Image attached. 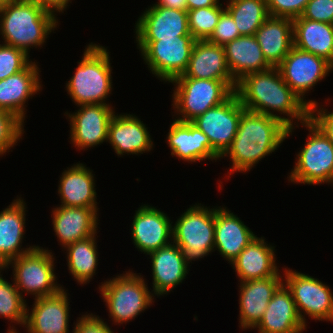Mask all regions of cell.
Wrapping results in <instances>:
<instances>
[{
	"mask_svg": "<svg viewBox=\"0 0 333 333\" xmlns=\"http://www.w3.org/2000/svg\"><path fill=\"white\" fill-rule=\"evenodd\" d=\"M283 277V282L293 295L298 315L304 325L308 326L306 315L315 322H333V292L327 284L314 276L288 267L283 269Z\"/></svg>",
	"mask_w": 333,
	"mask_h": 333,
	"instance_id": "11",
	"label": "cell"
},
{
	"mask_svg": "<svg viewBox=\"0 0 333 333\" xmlns=\"http://www.w3.org/2000/svg\"><path fill=\"white\" fill-rule=\"evenodd\" d=\"M49 8L56 10L59 14L64 13L67 7L72 3V0H39ZM70 2V3H69Z\"/></svg>",
	"mask_w": 333,
	"mask_h": 333,
	"instance_id": "45",
	"label": "cell"
},
{
	"mask_svg": "<svg viewBox=\"0 0 333 333\" xmlns=\"http://www.w3.org/2000/svg\"><path fill=\"white\" fill-rule=\"evenodd\" d=\"M244 110L234 92L226 101L208 109L191 123L208 137L212 148L222 156L236 136Z\"/></svg>",
	"mask_w": 333,
	"mask_h": 333,
	"instance_id": "13",
	"label": "cell"
},
{
	"mask_svg": "<svg viewBox=\"0 0 333 333\" xmlns=\"http://www.w3.org/2000/svg\"><path fill=\"white\" fill-rule=\"evenodd\" d=\"M301 17L333 24V0H310Z\"/></svg>",
	"mask_w": 333,
	"mask_h": 333,
	"instance_id": "42",
	"label": "cell"
},
{
	"mask_svg": "<svg viewBox=\"0 0 333 333\" xmlns=\"http://www.w3.org/2000/svg\"><path fill=\"white\" fill-rule=\"evenodd\" d=\"M132 219V242L141 253L148 255L172 243L173 221L167 213L143 204L135 210Z\"/></svg>",
	"mask_w": 333,
	"mask_h": 333,
	"instance_id": "15",
	"label": "cell"
},
{
	"mask_svg": "<svg viewBox=\"0 0 333 333\" xmlns=\"http://www.w3.org/2000/svg\"><path fill=\"white\" fill-rule=\"evenodd\" d=\"M40 72L38 62L34 60L19 73L0 80V109L13 113L24 122L27 117L25 103L42 91Z\"/></svg>",
	"mask_w": 333,
	"mask_h": 333,
	"instance_id": "20",
	"label": "cell"
},
{
	"mask_svg": "<svg viewBox=\"0 0 333 333\" xmlns=\"http://www.w3.org/2000/svg\"><path fill=\"white\" fill-rule=\"evenodd\" d=\"M235 93L246 110L268 115L286 125L287 139L309 120L310 107L284 82L278 67L246 75L237 82Z\"/></svg>",
	"mask_w": 333,
	"mask_h": 333,
	"instance_id": "1",
	"label": "cell"
},
{
	"mask_svg": "<svg viewBox=\"0 0 333 333\" xmlns=\"http://www.w3.org/2000/svg\"><path fill=\"white\" fill-rule=\"evenodd\" d=\"M283 283V276L239 282V328L253 329L262 319L273 294Z\"/></svg>",
	"mask_w": 333,
	"mask_h": 333,
	"instance_id": "23",
	"label": "cell"
},
{
	"mask_svg": "<svg viewBox=\"0 0 333 333\" xmlns=\"http://www.w3.org/2000/svg\"><path fill=\"white\" fill-rule=\"evenodd\" d=\"M52 250L37 245L32 251L9 261L3 268H12L13 282L23 298L25 294L41 298L65 288L57 282L55 256ZM24 292V294H23Z\"/></svg>",
	"mask_w": 333,
	"mask_h": 333,
	"instance_id": "8",
	"label": "cell"
},
{
	"mask_svg": "<svg viewBox=\"0 0 333 333\" xmlns=\"http://www.w3.org/2000/svg\"><path fill=\"white\" fill-rule=\"evenodd\" d=\"M58 182L60 206L98 208L96 180L93 170L84 163H76L63 170Z\"/></svg>",
	"mask_w": 333,
	"mask_h": 333,
	"instance_id": "27",
	"label": "cell"
},
{
	"mask_svg": "<svg viewBox=\"0 0 333 333\" xmlns=\"http://www.w3.org/2000/svg\"><path fill=\"white\" fill-rule=\"evenodd\" d=\"M96 236L98 237L95 234L89 238L76 241L64 248L68 271L74 280L82 286L89 284L97 274L99 254L97 252Z\"/></svg>",
	"mask_w": 333,
	"mask_h": 333,
	"instance_id": "33",
	"label": "cell"
},
{
	"mask_svg": "<svg viewBox=\"0 0 333 333\" xmlns=\"http://www.w3.org/2000/svg\"><path fill=\"white\" fill-rule=\"evenodd\" d=\"M26 206L24 199L17 195L7 208L0 211V267L37 247L27 245L23 248L22 245L26 234Z\"/></svg>",
	"mask_w": 333,
	"mask_h": 333,
	"instance_id": "22",
	"label": "cell"
},
{
	"mask_svg": "<svg viewBox=\"0 0 333 333\" xmlns=\"http://www.w3.org/2000/svg\"><path fill=\"white\" fill-rule=\"evenodd\" d=\"M75 112H65L70 123V142L76 150H88L108 140V127L115 114L112 105L83 104Z\"/></svg>",
	"mask_w": 333,
	"mask_h": 333,
	"instance_id": "14",
	"label": "cell"
},
{
	"mask_svg": "<svg viewBox=\"0 0 333 333\" xmlns=\"http://www.w3.org/2000/svg\"><path fill=\"white\" fill-rule=\"evenodd\" d=\"M4 270L0 267V318L11 321L9 329H16L18 325L24 328L27 299L22 297L14 282L10 283L2 276Z\"/></svg>",
	"mask_w": 333,
	"mask_h": 333,
	"instance_id": "35",
	"label": "cell"
},
{
	"mask_svg": "<svg viewBox=\"0 0 333 333\" xmlns=\"http://www.w3.org/2000/svg\"><path fill=\"white\" fill-rule=\"evenodd\" d=\"M107 47L96 43L85 46L82 59L77 63L73 76L66 81L65 90L76 106L83 104L111 105L107 100L112 94L113 78Z\"/></svg>",
	"mask_w": 333,
	"mask_h": 333,
	"instance_id": "4",
	"label": "cell"
},
{
	"mask_svg": "<svg viewBox=\"0 0 333 333\" xmlns=\"http://www.w3.org/2000/svg\"><path fill=\"white\" fill-rule=\"evenodd\" d=\"M320 105L319 102L310 108L309 119L324 133L333 145V110Z\"/></svg>",
	"mask_w": 333,
	"mask_h": 333,
	"instance_id": "43",
	"label": "cell"
},
{
	"mask_svg": "<svg viewBox=\"0 0 333 333\" xmlns=\"http://www.w3.org/2000/svg\"><path fill=\"white\" fill-rule=\"evenodd\" d=\"M275 251V246L268 244L264 236L255 237L230 263L238 282L283 276V270L280 271L276 263Z\"/></svg>",
	"mask_w": 333,
	"mask_h": 333,
	"instance_id": "25",
	"label": "cell"
},
{
	"mask_svg": "<svg viewBox=\"0 0 333 333\" xmlns=\"http://www.w3.org/2000/svg\"><path fill=\"white\" fill-rule=\"evenodd\" d=\"M277 67L284 82L310 108L318 102L311 99L306 100L307 95L305 94L333 71V65L326 59L302 51L295 46Z\"/></svg>",
	"mask_w": 333,
	"mask_h": 333,
	"instance_id": "12",
	"label": "cell"
},
{
	"mask_svg": "<svg viewBox=\"0 0 333 333\" xmlns=\"http://www.w3.org/2000/svg\"><path fill=\"white\" fill-rule=\"evenodd\" d=\"M187 1V11L195 10L198 8H205L216 6L221 0H186Z\"/></svg>",
	"mask_w": 333,
	"mask_h": 333,
	"instance_id": "46",
	"label": "cell"
},
{
	"mask_svg": "<svg viewBox=\"0 0 333 333\" xmlns=\"http://www.w3.org/2000/svg\"><path fill=\"white\" fill-rule=\"evenodd\" d=\"M293 46L333 65V24L302 17L293 19Z\"/></svg>",
	"mask_w": 333,
	"mask_h": 333,
	"instance_id": "32",
	"label": "cell"
},
{
	"mask_svg": "<svg viewBox=\"0 0 333 333\" xmlns=\"http://www.w3.org/2000/svg\"><path fill=\"white\" fill-rule=\"evenodd\" d=\"M14 0H0V10L4 8L8 3Z\"/></svg>",
	"mask_w": 333,
	"mask_h": 333,
	"instance_id": "47",
	"label": "cell"
},
{
	"mask_svg": "<svg viewBox=\"0 0 333 333\" xmlns=\"http://www.w3.org/2000/svg\"><path fill=\"white\" fill-rule=\"evenodd\" d=\"M151 260L152 293L161 297L181 285L191 265L185 262L181 248L173 242L148 254Z\"/></svg>",
	"mask_w": 333,
	"mask_h": 333,
	"instance_id": "24",
	"label": "cell"
},
{
	"mask_svg": "<svg viewBox=\"0 0 333 333\" xmlns=\"http://www.w3.org/2000/svg\"><path fill=\"white\" fill-rule=\"evenodd\" d=\"M254 36L266 61L277 67L293 47V19L269 16Z\"/></svg>",
	"mask_w": 333,
	"mask_h": 333,
	"instance_id": "30",
	"label": "cell"
},
{
	"mask_svg": "<svg viewBox=\"0 0 333 333\" xmlns=\"http://www.w3.org/2000/svg\"><path fill=\"white\" fill-rule=\"evenodd\" d=\"M172 225V242L181 248L189 265L214 252L215 206L195 203L182 212Z\"/></svg>",
	"mask_w": 333,
	"mask_h": 333,
	"instance_id": "7",
	"label": "cell"
},
{
	"mask_svg": "<svg viewBox=\"0 0 333 333\" xmlns=\"http://www.w3.org/2000/svg\"><path fill=\"white\" fill-rule=\"evenodd\" d=\"M253 329L258 333H303L307 329L284 282L273 294L262 319Z\"/></svg>",
	"mask_w": 333,
	"mask_h": 333,
	"instance_id": "28",
	"label": "cell"
},
{
	"mask_svg": "<svg viewBox=\"0 0 333 333\" xmlns=\"http://www.w3.org/2000/svg\"><path fill=\"white\" fill-rule=\"evenodd\" d=\"M174 85L172 108L175 120L191 122L208 109L226 101L234 92L235 80H211L177 77ZM178 115V116H177Z\"/></svg>",
	"mask_w": 333,
	"mask_h": 333,
	"instance_id": "6",
	"label": "cell"
},
{
	"mask_svg": "<svg viewBox=\"0 0 333 333\" xmlns=\"http://www.w3.org/2000/svg\"><path fill=\"white\" fill-rule=\"evenodd\" d=\"M98 290L114 325L127 324L155 302L144 276L132 270L104 280Z\"/></svg>",
	"mask_w": 333,
	"mask_h": 333,
	"instance_id": "5",
	"label": "cell"
},
{
	"mask_svg": "<svg viewBox=\"0 0 333 333\" xmlns=\"http://www.w3.org/2000/svg\"><path fill=\"white\" fill-rule=\"evenodd\" d=\"M146 126L135 114L115 112L109 123L107 142L118 157L150 152L155 146Z\"/></svg>",
	"mask_w": 333,
	"mask_h": 333,
	"instance_id": "18",
	"label": "cell"
},
{
	"mask_svg": "<svg viewBox=\"0 0 333 333\" xmlns=\"http://www.w3.org/2000/svg\"><path fill=\"white\" fill-rule=\"evenodd\" d=\"M152 6H163L166 8L187 11V1L186 0H158V2H155L154 4H152Z\"/></svg>",
	"mask_w": 333,
	"mask_h": 333,
	"instance_id": "44",
	"label": "cell"
},
{
	"mask_svg": "<svg viewBox=\"0 0 333 333\" xmlns=\"http://www.w3.org/2000/svg\"><path fill=\"white\" fill-rule=\"evenodd\" d=\"M252 230L227 207L215 206L214 251L231 263L255 238Z\"/></svg>",
	"mask_w": 333,
	"mask_h": 333,
	"instance_id": "26",
	"label": "cell"
},
{
	"mask_svg": "<svg viewBox=\"0 0 333 333\" xmlns=\"http://www.w3.org/2000/svg\"><path fill=\"white\" fill-rule=\"evenodd\" d=\"M224 50L230 74L236 83L248 74L272 67L254 35L237 37L226 44Z\"/></svg>",
	"mask_w": 333,
	"mask_h": 333,
	"instance_id": "31",
	"label": "cell"
},
{
	"mask_svg": "<svg viewBox=\"0 0 333 333\" xmlns=\"http://www.w3.org/2000/svg\"><path fill=\"white\" fill-rule=\"evenodd\" d=\"M29 58L30 57L24 51L14 46L1 43L0 80L6 79L24 70L32 62Z\"/></svg>",
	"mask_w": 333,
	"mask_h": 333,
	"instance_id": "38",
	"label": "cell"
},
{
	"mask_svg": "<svg viewBox=\"0 0 333 333\" xmlns=\"http://www.w3.org/2000/svg\"><path fill=\"white\" fill-rule=\"evenodd\" d=\"M135 22L136 41L192 36L188 29L187 11L150 5Z\"/></svg>",
	"mask_w": 333,
	"mask_h": 333,
	"instance_id": "17",
	"label": "cell"
},
{
	"mask_svg": "<svg viewBox=\"0 0 333 333\" xmlns=\"http://www.w3.org/2000/svg\"><path fill=\"white\" fill-rule=\"evenodd\" d=\"M309 131L304 147L296 154L288 181L296 184L333 186V145L309 119L301 124Z\"/></svg>",
	"mask_w": 333,
	"mask_h": 333,
	"instance_id": "9",
	"label": "cell"
},
{
	"mask_svg": "<svg viewBox=\"0 0 333 333\" xmlns=\"http://www.w3.org/2000/svg\"><path fill=\"white\" fill-rule=\"evenodd\" d=\"M51 213L54 235L62 249L98 233V209L57 205Z\"/></svg>",
	"mask_w": 333,
	"mask_h": 333,
	"instance_id": "21",
	"label": "cell"
},
{
	"mask_svg": "<svg viewBox=\"0 0 333 333\" xmlns=\"http://www.w3.org/2000/svg\"><path fill=\"white\" fill-rule=\"evenodd\" d=\"M74 324L72 333H114L108 323L95 313L86 312L81 317H77Z\"/></svg>",
	"mask_w": 333,
	"mask_h": 333,
	"instance_id": "41",
	"label": "cell"
},
{
	"mask_svg": "<svg viewBox=\"0 0 333 333\" xmlns=\"http://www.w3.org/2000/svg\"><path fill=\"white\" fill-rule=\"evenodd\" d=\"M171 155L188 163L220 160V155L212 148L208 137L191 122L173 120L166 136Z\"/></svg>",
	"mask_w": 333,
	"mask_h": 333,
	"instance_id": "19",
	"label": "cell"
},
{
	"mask_svg": "<svg viewBox=\"0 0 333 333\" xmlns=\"http://www.w3.org/2000/svg\"><path fill=\"white\" fill-rule=\"evenodd\" d=\"M13 113L0 109V156H6L8 152H12L14 146L18 145L25 133L24 124ZM0 157V158H1Z\"/></svg>",
	"mask_w": 333,
	"mask_h": 333,
	"instance_id": "37",
	"label": "cell"
},
{
	"mask_svg": "<svg viewBox=\"0 0 333 333\" xmlns=\"http://www.w3.org/2000/svg\"><path fill=\"white\" fill-rule=\"evenodd\" d=\"M288 127L276 118L244 110L230 147L220 157H229L227 180L236 172L247 173L265 156L276 152L287 138Z\"/></svg>",
	"mask_w": 333,
	"mask_h": 333,
	"instance_id": "2",
	"label": "cell"
},
{
	"mask_svg": "<svg viewBox=\"0 0 333 333\" xmlns=\"http://www.w3.org/2000/svg\"><path fill=\"white\" fill-rule=\"evenodd\" d=\"M310 0H266L269 16L295 19L301 17Z\"/></svg>",
	"mask_w": 333,
	"mask_h": 333,
	"instance_id": "40",
	"label": "cell"
},
{
	"mask_svg": "<svg viewBox=\"0 0 333 333\" xmlns=\"http://www.w3.org/2000/svg\"><path fill=\"white\" fill-rule=\"evenodd\" d=\"M224 10L225 5L220 2L216 6L187 11L188 29L196 41L210 38Z\"/></svg>",
	"mask_w": 333,
	"mask_h": 333,
	"instance_id": "36",
	"label": "cell"
},
{
	"mask_svg": "<svg viewBox=\"0 0 333 333\" xmlns=\"http://www.w3.org/2000/svg\"><path fill=\"white\" fill-rule=\"evenodd\" d=\"M57 11L39 0H14L0 10V36L4 43L24 51L41 48L59 25Z\"/></svg>",
	"mask_w": 333,
	"mask_h": 333,
	"instance_id": "3",
	"label": "cell"
},
{
	"mask_svg": "<svg viewBox=\"0 0 333 333\" xmlns=\"http://www.w3.org/2000/svg\"><path fill=\"white\" fill-rule=\"evenodd\" d=\"M196 40L193 36L136 41L145 65L156 79L169 83L187 69Z\"/></svg>",
	"mask_w": 333,
	"mask_h": 333,
	"instance_id": "10",
	"label": "cell"
},
{
	"mask_svg": "<svg viewBox=\"0 0 333 333\" xmlns=\"http://www.w3.org/2000/svg\"><path fill=\"white\" fill-rule=\"evenodd\" d=\"M66 291L63 288L54 295L34 299L32 309L27 305L24 330L27 333H71L70 294Z\"/></svg>",
	"mask_w": 333,
	"mask_h": 333,
	"instance_id": "16",
	"label": "cell"
},
{
	"mask_svg": "<svg viewBox=\"0 0 333 333\" xmlns=\"http://www.w3.org/2000/svg\"><path fill=\"white\" fill-rule=\"evenodd\" d=\"M225 9L233 17L240 36L254 35L269 17L266 0H227Z\"/></svg>",
	"mask_w": 333,
	"mask_h": 333,
	"instance_id": "34",
	"label": "cell"
},
{
	"mask_svg": "<svg viewBox=\"0 0 333 333\" xmlns=\"http://www.w3.org/2000/svg\"><path fill=\"white\" fill-rule=\"evenodd\" d=\"M178 77L211 80H234L230 74L224 46L197 40L193 46L187 69Z\"/></svg>",
	"mask_w": 333,
	"mask_h": 333,
	"instance_id": "29",
	"label": "cell"
},
{
	"mask_svg": "<svg viewBox=\"0 0 333 333\" xmlns=\"http://www.w3.org/2000/svg\"><path fill=\"white\" fill-rule=\"evenodd\" d=\"M240 37L239 30L234 22L233 17L225 9L219 18L214 32L208 39L210 43L217 44L219 46H225L230 41Z\"/></svg>",
	"mask_w": 333,
	"mask_h": 333,
	"instance_id": "39",
	"label": "cell"
}]
</instances>
